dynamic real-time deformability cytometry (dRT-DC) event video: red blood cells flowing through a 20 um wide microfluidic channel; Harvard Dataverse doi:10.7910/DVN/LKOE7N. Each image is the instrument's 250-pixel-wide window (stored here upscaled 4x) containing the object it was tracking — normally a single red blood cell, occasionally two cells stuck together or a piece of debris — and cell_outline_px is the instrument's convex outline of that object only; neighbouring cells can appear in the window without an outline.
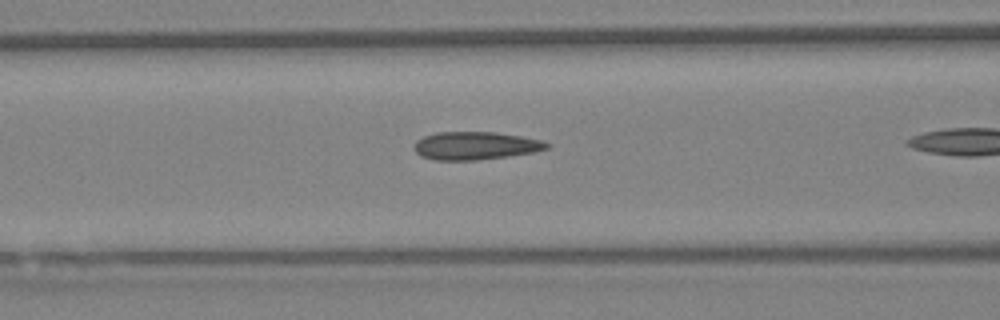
{"species": "Egyptian fruit bat (a non-hibernating species)", "species_latin": "Rousettus aegyptiacus", "temperature_condition": "warm", "stored_images_in_passage": 29, "camera_frame_rate_fps": 3000, "um_per_image_px": 0.085, "animal": {"sex": "female"}, "frame": {"image": 1, "passage_image": 13, "time_ms": 4.0, "image_size_px": [1000, 320], "cell_outline_px": [[552, 144], [548, 148], [536, 152], [508, 156], [476, 160], [436, 160], [420, 156], [416, 152], [416, 140], [424, 136], [436, 132], [496, 132], [520, 136], [540, 140]], "centroid_in_image_um": [40.43, 12.38], "position_along_channel_um": 126.2, "area_um2": 21.56}}